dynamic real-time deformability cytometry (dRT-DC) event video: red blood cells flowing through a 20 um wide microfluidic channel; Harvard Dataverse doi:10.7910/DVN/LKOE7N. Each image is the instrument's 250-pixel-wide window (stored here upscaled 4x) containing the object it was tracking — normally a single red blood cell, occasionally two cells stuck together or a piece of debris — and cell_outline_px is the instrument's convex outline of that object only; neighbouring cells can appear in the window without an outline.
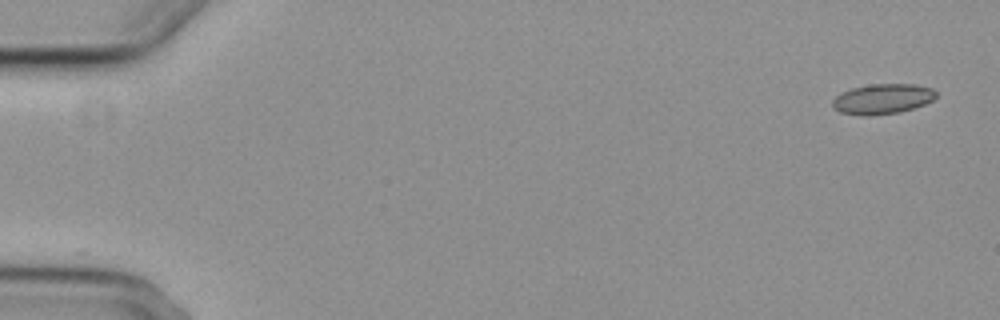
{"species": "common noctule bat (a hibernating species)", "species_latin": "Nyctalus noctula", "temperature_condition": "cold", "stored_images_in_passage": 5, "camera_frame_rate_fps": 3000, "um_per_image_px": 0.085, "animal": {"sex": "female", "body_mass_g": 29.2, "forearm_length_mm": 56.3}, "frame": {"image": 1, "passage_image": 1, "time_ms": 0.0, "image_size_px": [1000, 320], "cell_outline_px": [[936, 96], [932, 100], [924, 104], [900, 112], [868, 116], [860, 116], [840, 112], [832, 108], [832, 100], [840, 92], [852, 88], [872, 84], [916, 84], [932, 88], [936, 92]], "centroid_in_image_um": [74.97, 8.41], "position_along_channel_um": 10.0, "area_um2": 18.32}}
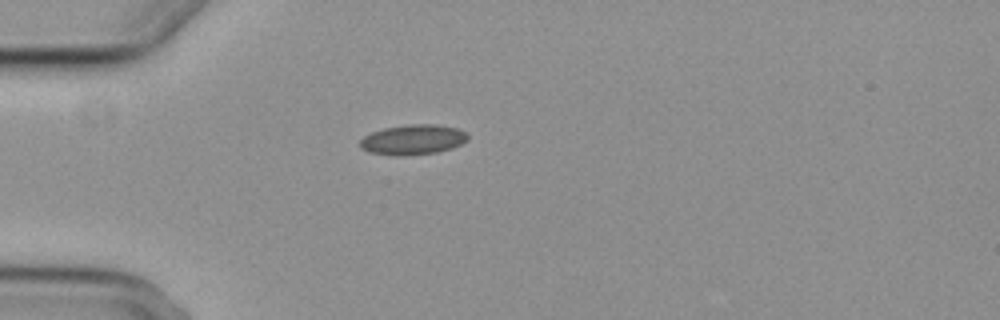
{"frame": {"image": 2, "passage_image": 5, "time_ms": 4.667, "image_size_px": [1000, 320], "cell_outline_px": [[468, 140], [452, 148], [436, 152], [404, 156], [396, 156], [368, 152], [360, 148], [360, 140], [364, 136], [372, 132], [384, 128], [408, 124], [436, 124], [456, 128], [464, 132], [468, 136]], "centroid_in_image_um": [35.07, 11.87], "position_along_channel_um": 49.9, "area_um2": 18.9}}